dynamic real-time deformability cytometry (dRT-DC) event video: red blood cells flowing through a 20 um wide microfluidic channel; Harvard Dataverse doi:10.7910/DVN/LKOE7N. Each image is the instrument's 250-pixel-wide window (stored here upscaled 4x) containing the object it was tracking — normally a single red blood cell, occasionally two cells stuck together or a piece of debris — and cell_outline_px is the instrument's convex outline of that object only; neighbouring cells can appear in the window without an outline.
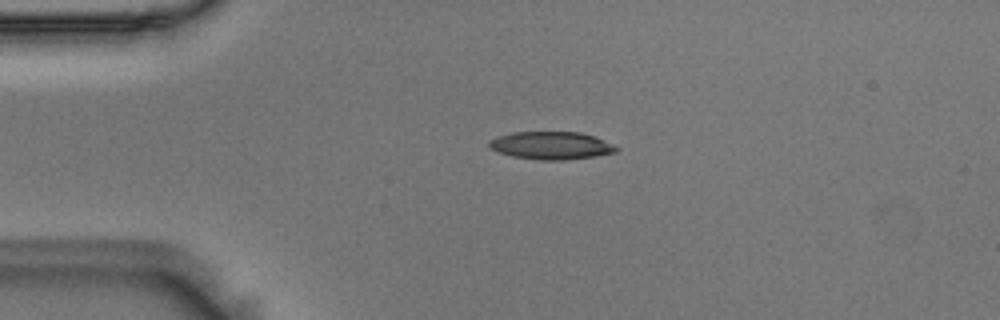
{"species": "Egyptian fruit bat (a non-hibernating species)", "species_latin": "Rousettus aegyptiacus", "temperature_condition": "room temperature", "stored_images_in_passage": 3, "camera_frame_rate_fps": 3000, "um_per_image_px": 0.085, "animal": {"sex": "male"}, "frame": {"image": 1, "passage_image": 1, "time_ms": 0.0, "image_size_px": [1000, 320], "cell_outline_px": [[620, 148], [616, 152], [596, 156], [564, 160], [540, 160], [512, 156], [488, 148], [488, 140], [496, 136], [512, 132], [580, 132], [596, 136]], "centroid_in_image_um": [46.84, 12.36], "position_along_channel_um": 38.2, "area_um2": 20.75}}
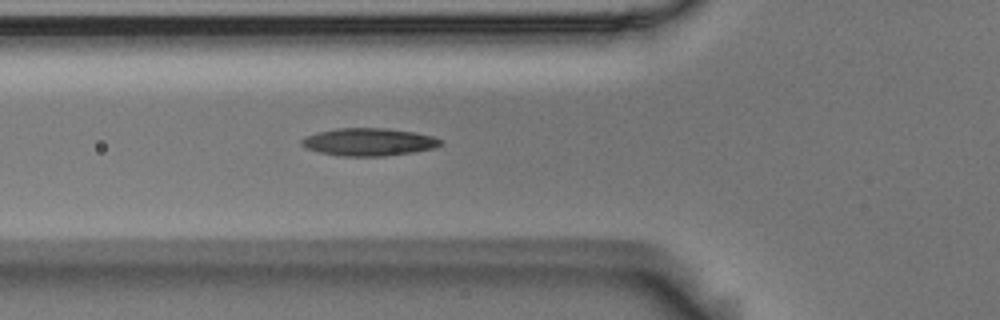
{"frame": {"image": 2, "passage_image": 3, "time_ms": 0.667, "image_size_px": [1000, 320], "cell_outline_px": [[444, 140], [436, 148], [412, 152], [384, 156], [340, 156], [320, 152], [304, 148], [300, 144], [300, 140], [304, 136], [316, 132], [336, 128], [388, 128], [416, 132], [432, 136]], "centroid_in_image_um": [31.32, 12.06], "position_along_channel_um": 94.5, "area_um2": 22.66}}